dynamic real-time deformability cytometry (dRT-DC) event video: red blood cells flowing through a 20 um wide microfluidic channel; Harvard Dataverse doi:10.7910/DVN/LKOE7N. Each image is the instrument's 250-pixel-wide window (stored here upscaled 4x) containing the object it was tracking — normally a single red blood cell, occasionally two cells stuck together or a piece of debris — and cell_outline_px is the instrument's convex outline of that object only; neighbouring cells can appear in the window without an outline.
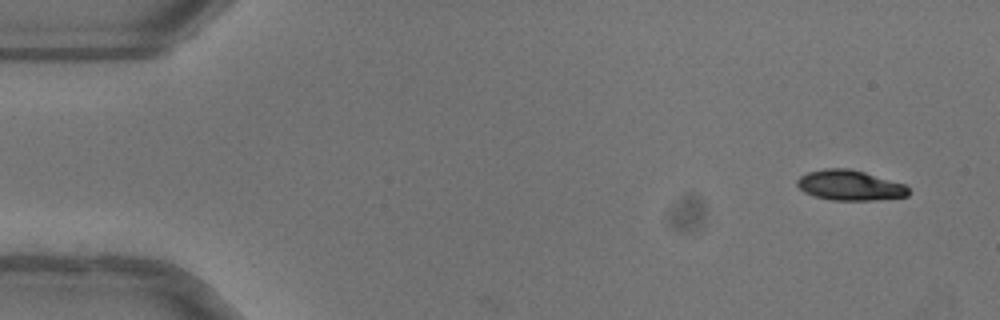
{"species": "common noctule bat (a hibernating species)", "species_latin": "Nyctalus noctula", "temperature_condition": "warm", "stored_images_in_passage": 39, "camera_frame_rate_fps": 3000, "um_per_image_px": 0.085, "animal": {"sex": "female"}, "frame": {"image": 1, "passage_image": 1, "time_ms": 0.0, "image_size_px": [1000, 320], "cell_outline_px": [[908, 196], [872, 200], [832, 200], [812, 196], [804, 192], [796, 184], [796, 180], [800, 176], [808, 172], [824, 168], [848, 168], [864, 172], [904, 184], [908, 188]], "centroid_in_image_um": [72.19, 15.75], "position_along_channel_um": 12.8, "area_um2": 19.54}}
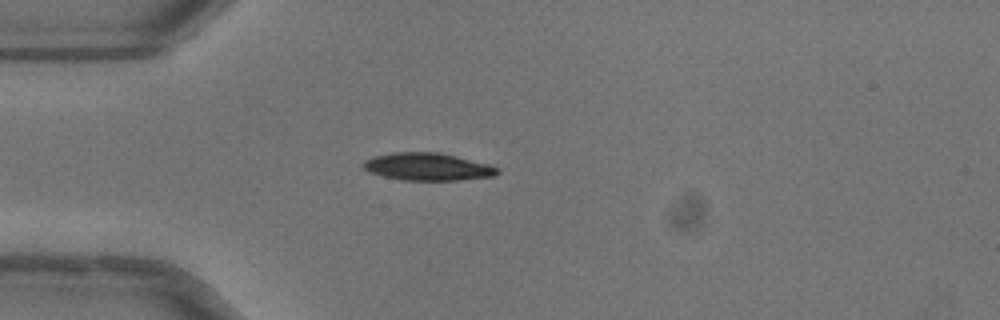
{"frame": {"image": 2, "passage_image": 12, "time_ms": 3.667, "image_size_px": [1000, 320], "cell_outline_px": [[500, 172], [496, 176], [456, 180], [404, 180], [384, 176], [372, 172], [364, 168], [360, 164], [364, 160], [372, 156], [392, 152], [440, 152], [488, 164], [500, 168]], "centroid_in_image_um": [36.36, 14.16], "position_along_channel_um": 48.6, "area_um2": 21.56}}
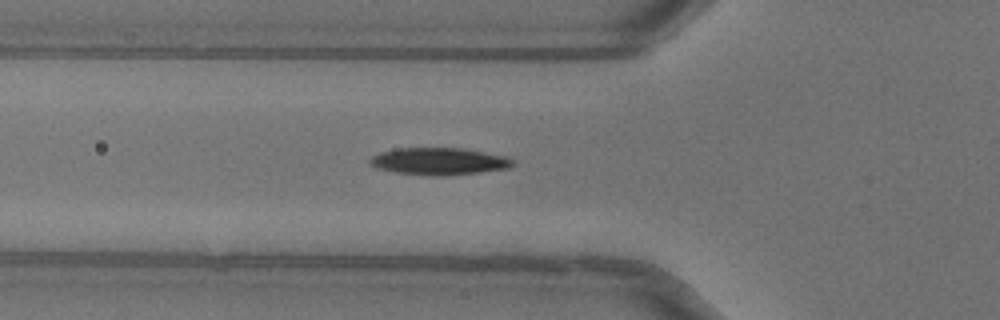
{"frame": {"image": 3, "passage_image": 16, "time_ms": 5.0, "image_size_px": [1000, 320], "cell_outline_px": [[516, 164], [508, 168], [480, 172], [448, 176], [428, 176], [396, 172], [376, 168], [368, 160], [372, 156], [380, 152], [400, 148], [464, 148], [504, 156], [512, 160]], "centroid_in_image_um": [37.32, 13.72], "position_along_channel_um": 88.5, "area_um2": 22.6}, "authors_computed_cell_mechanics": {"area_um2": 21.7328, "velocity_mm_per_s": 4.0461, "shape_relaxation_time_tau1_ms": 3.4483, "shape_relaxation_time_tau2_ms": null, "deformation_change_tau1": 0.1473, "deformation_change_tau2": null}}